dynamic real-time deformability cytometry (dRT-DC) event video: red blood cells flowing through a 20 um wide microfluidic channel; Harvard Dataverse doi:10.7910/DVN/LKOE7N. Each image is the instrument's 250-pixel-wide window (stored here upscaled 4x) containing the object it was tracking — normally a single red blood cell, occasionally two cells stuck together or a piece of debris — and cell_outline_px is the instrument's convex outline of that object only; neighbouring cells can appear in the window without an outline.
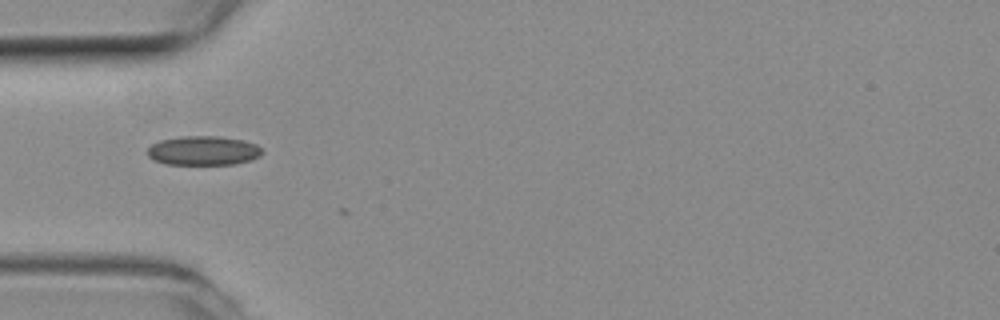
{"species": "common noctule bat (a hibernating species)", "species_latin": "Nyctalus noctula", "temperature_condition": "room temperature", "stored_images_in_passage": 3, "camera_frame_rate_fps": 3000, "um_per_image_px": 0.085, "animal": {"sex": "female", "body_mass_g": 19.3, "forearm_length_mm": 54.1}, "frame": {"image": 1, "passage_image": 2, "time_ms": 0.333, "image_size_px": [1000, 320], "cell_outline_px": [[264, 152], [260, 156], [252, 160], [236, 164], [164, 164], [148, 156], [148, 148], [152, 144], [160, 140], [184, 136], [220, 136], [244, 140], [256, 144]], "centroid_in_image_um": [17.32, 12.8], "position_along_channel_um": 67.7, "area_um2": 19.59}}